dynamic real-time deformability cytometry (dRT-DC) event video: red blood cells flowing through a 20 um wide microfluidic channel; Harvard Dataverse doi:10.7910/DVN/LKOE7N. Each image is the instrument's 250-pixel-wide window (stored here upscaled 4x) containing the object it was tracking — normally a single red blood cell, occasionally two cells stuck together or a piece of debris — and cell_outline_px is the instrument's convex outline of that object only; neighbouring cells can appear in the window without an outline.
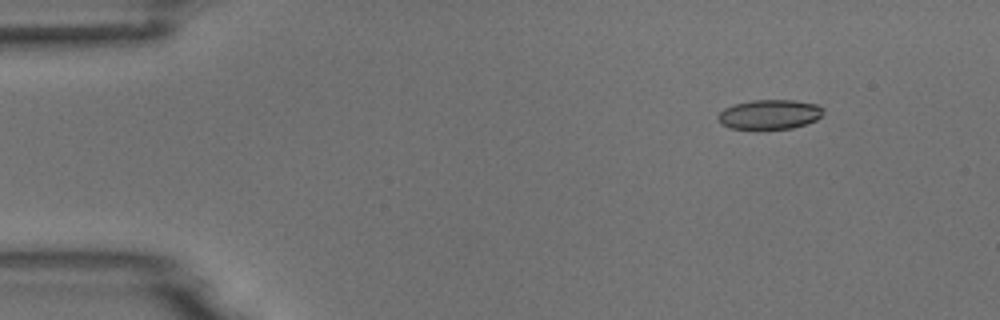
{"species": "common noctule bat (a hibernating species)", "species_latin": "Nyctalus noctula", "temperature_condition": "room temperature", "stored_images_in_passage": 3, "camera_frame_rate_fps": 3000, "um_per_image_px": 0.085, "animal": {"sex": "male", "body_mass_g": 18.8}, "frame": {"image": 1, "passage_image": 1, "time_ms": 0.0, "image_size_px": [1000, 320], "cell_outline_px": [[824, 112], [816, 120], [792, 128], [756, 132], [728, 128], [720, 124], [716, 120], [716, 116], [724, 108], [732, 104], [752, 100], [792, 100], [820, 104], [824, 108]], "centroid_in_image_um": [65.34, 9.77], "position_along_channel_um": 19.7, "area_um2": 19.19}}